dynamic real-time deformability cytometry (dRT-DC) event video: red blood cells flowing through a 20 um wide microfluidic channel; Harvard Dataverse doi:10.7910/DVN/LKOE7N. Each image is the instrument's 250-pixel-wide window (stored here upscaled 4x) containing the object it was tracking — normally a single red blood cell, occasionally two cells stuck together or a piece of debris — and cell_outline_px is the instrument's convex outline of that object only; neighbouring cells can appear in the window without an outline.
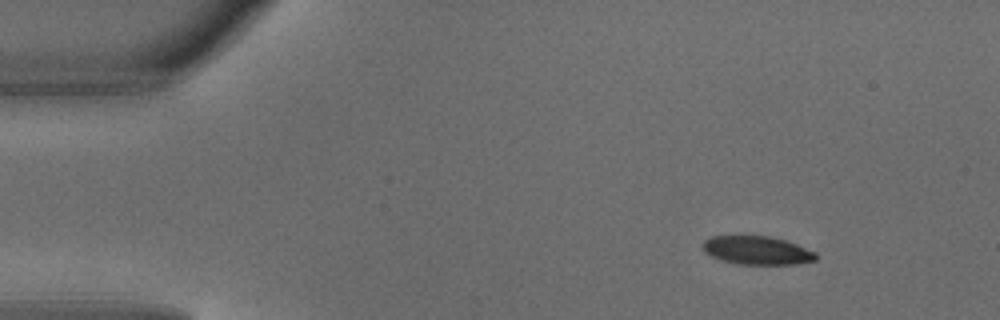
{"species": "common noctule bat (a hibernating species)", "species_latin": "Nyctalus noctula", "temperature_condition": "warm", "stored_images_in_passage": 3, "camera_frame_rate_fps": 3000, "um_per_image_px": 0.085, "animal": {"sex": "male", "body_mass_g": 18.8}, "frame": {"image": 1, "passage_image": 1, "time_ms": 0.0, "image_size_px": [1000, 320], "cell_outline_px": [[816, 260], [796, 264], [740, 264], [724, 260], [712, 256], [704, 252], [704, 240], [712, 236], [772, 236], [796, 244], [816, 252]], "centroid_in_image_um": [64.37, 21.27], "position_along_channel_um": 20.6, "area_um2": 18.5}}